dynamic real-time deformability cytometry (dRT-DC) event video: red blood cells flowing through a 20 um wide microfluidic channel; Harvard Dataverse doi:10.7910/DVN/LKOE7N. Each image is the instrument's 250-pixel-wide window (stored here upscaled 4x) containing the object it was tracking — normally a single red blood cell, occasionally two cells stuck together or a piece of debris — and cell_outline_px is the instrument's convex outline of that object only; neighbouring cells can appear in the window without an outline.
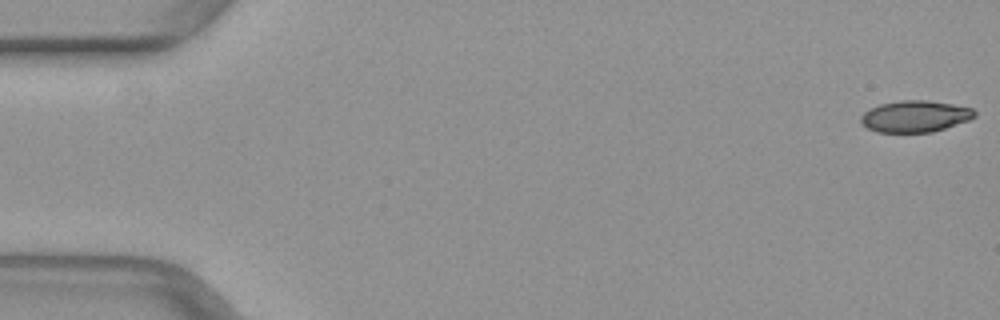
{"species": "common noctule bat (a hibernating species)", "species_latin": "Nyctalus noctula", "temperature_condition": "warm", "stored_images_in_passage": 16, "camera_frame_rate_fps": 3000, "um_per_image_px": 0.085, "animal": {"sex": "female", "body_mass_g": 29.2, "forearm_length_mm": 56.3}, "frame": {"image": 1, "passage_image": 1, "time_ms": 0.0, "image_size_px": [1000, 320], "cell_outline_px": [[976, 116], [968, 120], [932, 132], [876, 132], [860, 124], [860, 116], [864, 112], [880, 104], [900, 100], [928, 100], [952, 104], [972, 108], [976, 112]], "centroid_in_image_um": [77.75, 9.88], "position_along_channel_um": 7.2, "area_um2": 20.87}}